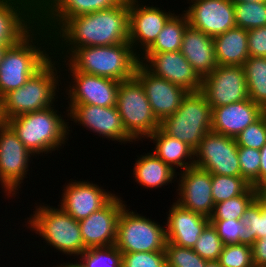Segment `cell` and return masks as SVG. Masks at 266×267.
Instances as JSON below:
<instances>
[{
    "instance_id": "obj_27",
    "label": "cell",
    "mask_w": 266,
    "mask_h": 267,
    "mask_svg": "<svg viewBox=\"0 0 266 267\" xmlns=\"http://www.w3.org/2000/svg\"><path fill=\"white\" fill-rule=\"evenodd\" d=\"M180 52L201 78L218 66L213 37L190 25L183 34Z\"/></svg>"
},
{
    "instance_id": "obj_36",
    "label": "cell",
    "mask_w": 266,
    "mask_h": 267,
    "mask_svg": "<svg viewBox=\"0 0 266 267\" xmlns=\"http://www.w3.org/2000/svg\"><path fill=\"white\" fill-rule=\"evenodd\" d=\"M236 27L251 30L266 26V2L234 4Z\"/></svg>"
},
{
    "instance_id": "obj_38",
    "label": "cell",
    "mask_w": 266,
    "mask_h": 267,
    "mask_svg": "<svg viewBox=\"0 0 266 267\" xmlns=\"http://www.w3.org/2000/svg\"><path fill=\"white\" fill-rule=\"evenodd\" d=\"M240 176L254 188L260 187V150L238 147Z\"/></svg>"
},
{
    "instance_id": "obj_42",
    "label": "cell",
    "mask_w": 266,
    "mask_h": 267,
    "mask_svg": "<svg viewBox=\"0 0 266 267\" xmlns=\"http://www.w3.org/2000/svg\"><path fill=\"white\" fill-rule=\"evenodd\" d=\"M122 267H167L165 250L122 253Z\"/></svg>"
},
{
    "instance_id": "obj_22",
    "label": "cell",
    "mask_w": 266,
    "mask_h": 267,
    "mask_svg": "<svg viewBox=\"0 0 266 267\" xmlns=\"http://www.w3.org/2000/svg\"><path fill=\"white\" fill-rule=\"evenodd\" d=\"M135 77L143 85L152 112L159 122L178 110L188 92L166 79L153 75L141 63L136 68Z\"/></svg>"
},
{
    "instance_id": "obj_25",
    "label": "cell",
    "mask_w": 266,
    "mask_h": 267,
    "mask_svg": "<svg viewBox=\"0 0 266 267\" xmlns=\"http://www.w3.org/2000/svg\"><path fill=\"white\" fill-rule=\"evenodd\" d=\"M143 150H146L147 153L143 152L140 154L138 152L135 156L137 158H134L135 163H131L133 166H130L133 167V170L131 169L129 177L134 181L133 183L136 185L135 189H139L138 186H140L141 190L144 189L145 191V189H147V192L148 190L155 191L156 189L160 192L159 189L167 191L166 189H170V185H172V189L174 188L172 191H176L177 172L169 165L165 164L150 150L148 151V149L144 148Z\"/></svg>"
},
{
    "instance_id": "obj_6",
    "label": "cell",
    "mask_w": 266,
    "mask_h": 267,
    "mask_svg": "<svg viewBox=\"0 0 266 267\" xmlns=\"http://www.w3.org/2000/svg\"><path fill=\"white\" fill-rule=\"evenodd\" d=\"M65 61L78 72L116 81L131 79L140 63L129 42L76 48Z\"/></svg>"
},
{
    "instance_id": "obj_47",
    "label": "cell",
    "mask_w": 266,
    "mask_h": 267,
    "mask_svg": "<svg viewBox=\"0 0 266 267\" xmlns=\"http://www.w3.org/2000/svg\"><path fill=\"white\" fill-rule=\"evenodd\" d=\"M255 198L266 212V184L255 188Z\"/></svg>"
},
{
    "instance_id": "obj_4",
    "label": "cell",
    "mask_w": 266,
    "mask_h": 267,
    "mask_svg": "<svg viewBox=\"0 0 266 267\" xmlns=\"http://www.w3.org/2000/svg\"><path fill=\"white\" fill-rule=\"evenodd\" d=\"M52 57V35L37 23L4 54L0 63V98L22 87Z\"/></svg>"
},
{
    "instance_id": "obj_19",
    "label": "cell",
    "mask_w": 266,
    "mask_h": 267,
    "mask_svg": "<svg viewBox=\"0 0 266 267\" xmlns=\"http://www.w3.org/2000/svg\"><path fill=\"white\" fill-rule=\"evenodd\" d=\"M123 198V194L117 191L104 207L78 221L86 249L115 245L118 219L128 202Z\"/></svg>"
},
{
    "instance_id": "obj_15",
    "label": "cell",
    "mask_w": 266,
    "mask_h": 267,
    "mask_svg": "<svg viewBox=\"0 0 266 267\" xmlns=\"http://www.w3.org/2000/svg\"><path fill=\"white\" fill-rule=\"evenodd\" d=\"M194 166L211 174L240 176L236 139L209 131L194 150Z\"/></svg>"
},
{
    "instance_id": "obj_29",
    "label": "cell",
    "mask_w": 266,
    "mask_h": 267,
    "mask_svg": "<svg viewBox=\"0 0 266 267\" xmlns=\"http://www.w3.org/2000/svg\"><path fill=\"white\" fill-rule=\"evenodd\" d=\"M216 61L221 66H243L249 58L248 31L239 27L213 37Z\"/></svg>"
},
{
    "instance_id": "obj_7",
    "label": "cell",
    "mask_w": 266,
    "mask_h": 267,
    "mask_svg": "<svg viewBox=\"0 0 266 267\" xmlns=\"http://www.w3.org/2000/svg\"><path fill=\"white\" fill-rule=\"evenodd\" d=\"M37 160L38 158L26 148L7 123L0 128V193H2V198L8 200L9 204L7 205L6 203L5 211H3L5 216L0 218L3 219V217L7 216V206H12L14 210L13 204L10 205V202L13 201L14 203L15 201L18 203L21 200L20 194L24 193V186L27 184L28 187L30 184L26 179H32V173H34L32 171H35L33 168L38 169L37 165L40 167L41 164L43 165L40 161L37 163ZM35 162L37 165H35Z\"/></svg>"
},
{
    "instance_id": "obj_26",
    "label": "cell",
    "mask_w": 266,
    "mask_h": 267,
    "mask_svg": "<svg viewBox=\"0 0 266 267\" xmlns=\"http://www.w3.org/2000/svg\"><path fill=\"white\" fill-rule=\"evenodd\" d=\"M264 113L265 110L250 98L213 108L211 131L236 138Z\"/></svg>"
},
{
    "instance_id": "obj_49",
    "label": "cell",
    "mask_w": 266,
    "mask_h": 267,
    "mask_svg": "<svg viewBox=\"0 0 266 267\" xmlns=\"http://www.w3.org/2000/svg\"><path fill=\"white\" fill-rule=\"evenodd\" d=\"M6 119L3 115L2 99L0 98V128L6 124Z\"/></svg>"
},
{
    "instance_id": "obj_50",
    "label": "cell",
    "mask_w": 266,
    "mask_h": 267,
    "mask_svg": "<svg viewBox=\"0 0 266 267\" xmlns=\"http://www.w3.org/2000/svg\"><path fill=\"white\" fill-rule=\"evenodd\" d=\"M233 4L248 3V2H266V0H230Z\"/></svg>"
},
{
    "instance_id": "obj_30",
    "label": "cell",
    "mask_w": 266,
    "mask_h": 267,
    "mask_svg": "<svg viewBox=\"0 0 266 267\" xmlns=\"http://www.w3.org/2000/svg\"><path fill=\"white\" fill-rule=\"evenodd\" d=\"M188 25L187 15L179 9L167 21L154 43L144 53H163L180 50L183 34Z\"/></svg>"
},
{
    "instance_id": "obj_2",
    "label": "cell",
    "mask_w": 266,
    "mask_h": 267,
    "mask_svg": "<svg viewBox=\"0 0 266 267\" xmlns=\"http://www.w3.org/2000/svg\"><path fill=\"white\" fill-rule=\"evenodd\" d=\"M34 201H35L34 203L33 201H31L32 204L29 205L30 206L29 209L31 210V212H28L31 213L28 214L29 217L27 214L25 215L27 218L22 217L24 222L21 219V216L20 218L18 217L16 219L22 222L18 226L19 227V229H17L18 232H15V234L12 235V239L13 237H15L14 239L18 238L16 237L17 236L16 233H20L19 230L25 228L22 230L21 236L25 237V235H23L24 234L23 232L25 231L27 233L29 232L30 237L31 236L34 237V238L31 237V240L34 239L33 240L34 242L29 241V239H27L28 240L27 243L29 244L26 243L25 248L29 246L28 251H30L31 249L30 247L32 246L33 249L35 247L36 249L41 248L40 250H36L37 253L41 252L44 254V255L40 254V256L41 255L46 256L47 252L49 253L51 252L52 256V251H53L55 253L57 252V254L60 255L61 257L62 255H64L65 257H67V260L68 259L73 260L78 258L86 250L81 236L79 222L75 220L72 216L67 214L58 204L57 206L56 204L55 206L50 205V203L48 204L45 201L43 202L41 198L39 200H34ZM36 237L39 239L38 242L35 241Z\"/></svg>"
},
{
    "instance_id": "obj_41",
    "label": "cell",
    "mask_w": 266,
    "mask_h": 267,
    "mask_svg": "<svg viewBox=\"0 0 266 267\" xmlns=\"http://www.w3.org/2000/svg\"><path fill=\"white\" fill-rule=\"evenodd\" d=\"M235 139L238 147L260 150L266 144V113L245 128Z\"/></svg>"
},
{
    "instance_id": "obj_31",
    "label": "cell",
    "mask_w": 266,
    "mask_h": 267,
    "mask_svg": "<svg viewBox=\"0 0 266 267\" xmlns=\"http://www.w3.org/2000/svg\"><path fill=\"white\" fill-rule=\"evenodd\" d=\"M249 98L266 110V57H251L242 66Z\"/></svg>"
},
{
    "instance_id": "obj_12",
    "label": "cell",
    "mask_w": 266,
    "mask_h": 267,
    "mask_svg": "<svg viewBox=\"0 0 266 267\" xmlns=\"http://www.w3.org/2000/svg\"><path fill=\"white\" fill-rule=\"evenodd\" d=\"M116 107L127 133L142 143L158 128L160 122L154 116L141 82L134 76L120 82Z\"/></svg>"
},
{
    "instance_id": "obj_16",
    "label": "cell",
    "mask_w": 266,
    "mask_h": 267,
    "mask_svg": "<svg viewBox=\"0 0 266 267\" xmlns=\"http://www.w3.org/2000/svg\"><path fill=\"white\" fill-rule=\"evenodd\" d=\"M200 91L212 109L249 99L242 66L218 65L202 78Z\"/></svg>"
},
{
    "instance_id": "obj_37",
    "label": "cell",
    "mask_w": 266,
    "mask_h": 267,
    "mask_svg": "<svg viewBox=\"0 0 266 267\" xmlns=\"http://www.w3.org/2000/svg\"><path fill=\"white\" fill-rule=\"evenodd\" d=\"M223 246L224 244L220 239L216 228L212 223H209L200 234L192 249L204 260L217 261Z\"/></svg>"
},
{
    "instance_id": "obj_5",
    "label": "cell",
    "mask_w": 266,
    "mask_h": 267,
    "mask_svg": "<svg viewBox=\"0 0 266 267\" xmlns=\"http://www.w3.org/2000/svg\"><path fill=\"white\" fill-rule=\"evenodd\" d=\"M62 98V70L59 60L52 57L22 87L1 98L3 115L7 122L28 112L45 110Z\"/></svg>"
},
{
    "instance_id": "obj_43",
    "label": "cell",
    "mask_w": 266,
    "mask_h": 267,
    "mask_svg": "<svg viewBox=\"0 0 266 267\" xmlns=\"http://www.w3.org/2000/svg\"><path fill=\"white\" fill-rule=\"evenodd\" d=\"M210 223L216 228L224 245L240 243V238L244 232V225L240 219L210 220Z\"/></svg>"
},
{
    "instance_id": "obj_20",
    "label": "cell",
    "mask_w": 266,
    "mask_h": 267,
    "mask_svg": "<svg viewBox=\"0 0 266 267\" xmlns=\"http://www.w3.org/2000/svg\"><path fill=\"white\" fill-rule=\"evenodd\" d=\"M140 63L153 75L166 79L188 92L201 90L202 78L178 51L143 53Z\"/></svg>"
},
{
    "instance_id": "obj_23",
    "label": "cell",
    "mask_w": 266,
    "mask_h": 267,
    "mask_svg": "<svg viewBox=\"0 0 266 267\" xmlns=\"http://www.w3.org/2000/svg\"><path fill=\"white\" fill-rule=\"evenodd\" d=\"M37 24V0H0V45H13Z\"/></svg>"
},
{
    "instance_id": "obj_1",
    "label": "cell",
    "mask_w": 266,
    "mask_h": 267,
    "mask_svg": "<svg viewBox=\"0 0 266 267\" xmlns=\"http://www.w3.org/2000/svg\"><path fill=\"white\" fill-rule=\"evenodd\" d=\"M129 42V0L120 5L67 19L53 34V57L65 60L76 48Z\"/></svg>"
},
{
    "instance_id": "obj_3",
    "label": "cell",
    "mask_w": 266,
    "mask_h": 267,
    "mask_svg": "<svg viewBox=\"0 0 266 267\" xmlns=\"http://www.w3.org/2000/svg\"><path fill=\"white\" fill-rule=\"evenodd\" d=\"M64 105L62 98L61 102L59 101L56 105L45 110L28 112L7 121V124L26 148L38 160L42 157L40 162L42 161L45 165L53 158L51 156H55V159L58 153L62 156L64 153L61 151L66 150V146L69 147L71 144L69 141L68 110ZM64 146L65 149H63ZM43 158H48V161L47 159L44 161Z\"/></svg>"
},
{
    "instance_id": "obj_18",
    "label": "cell",
    "mask_w": 266,
    "mask_h": 267,
    "mask_svg": "<svg viewBox=\"0 0 266 267\" xmlns=\"http://www.w3.org/2000/svg\"><path fill=\"white\" fill-rule=\"evenodd\" d=\"M182 2L184 9H180L187 15L189 25L208 36L215 37L236 27L234 4L230 0H183Z\"/></svg>"
},
{
    "instance_id": "obj_44",
    "label": "cell",
    "mask_w": 266,
    "mask_h": 267,
    "mask_svg": "<svg viewBox=\"0 0 266 267\" xmlns=\"http://www.w3.org/2000/svg\"><path fill=\"white\" fill-rule=\"evenodd\" d=\"M248 52L251 57H266V26L248 30Z\"/></svg>"
},
{
    "instance_id": "obj_10",
    "label": "cell",
    "mask_w": 266,
    "mask_h": 267,
    "mask_svg": "<svg viewBox=\"0 0 266 267\" xmlns=\"http://www.w3.org/2000/svg\"><path fill=\"white\" fill-rule=\"evenodd\" d=\"M65 106L68 110L70 140L74 138L71 134L73 130H75L73 135L77 137L76 128L80 126L82 130H88V135L92 132L94 137H100V140L107 139L108 144L112 141L114 144L119 142L118 146L124 145L125 147L128 143L129 147L131 144L137 145V148L141 147V143H137L125 130L116 106L101 107L88 104Z\"/></svg>"
},
{
    "instance_id": "obj_9",
    "label": "cell",
    "mask_w": 266,
    "mask_h": 267,
    "mask_svg": "<svg viewBox=\"0 0 266 267\" xmlns=\"http://www.w3.org/2000/svg\"><path fill=\"white\" fill-rule=\"evenodd\" d=\"M130 208L127 204L120 213L115 246L122 253L164 251L167 243L164 219L159 222L152 214L147 217L144 212Z\"/></svg>"
},
{
    "instance_id": "obj_8",
    "label": "cell",
    "mask_w": 266,
    "mask_h": 267,
    "mask_svg": "<svg viewBox=\"0 0 266 267\" xmlns=\"http://www.w3.org/2000/svg\"><path fill=\"white\" fill-rule=\"evenodd\" d=\"M212 108L203 93L187 92L178 110L160 122L167 135L188 144L194 150L202 138L211 131Z\"/></svg>"
},
{
    "instance_id": "obj_11",
    "label": "cell",
    "mask_w": 266,
    "mask_h": 267,
    "mask_svg": "<svg viewBox=\"0 0 266 267\" xmlns=\"http://www.w3.org/2000/svg\"><path fill=\"white\" fill-rule=\"evenodd\" d=\"M59 62L62 70V91L65 105L116 106L119 81L78 72L65 60H59Z\"/></svg>"
},
{
    "instance_id": "obj_39",
    "label": "cell",
    "mask_w": 266,
    "mask_h": 267,
    "mask_svg": "<svg viewBox=\"0 0 266 267\" xmlns=\"http://www.w3.org/2000/svg\"><path fill=\"white\" fill-rule=\"evenodd\" d=\"M167 267H206L204 260L192 248L180 247L172 243L165 246Z\"/></svg>"
},
{
    "instance_id": "obj_45",
    "label": "cell",
    "mask_w": 266,
    "mask_h": 267,
    "mask_svg": "<svg viewBox=\"0 0 266 267\" xmlns=\"http://www.w3.org/2000/svg\"><path fill=\"white\" fill-rule=\"evenodd\" d=\"M254 267H266V236L251 246Z\"/></svg>"
},
{
    "instance_id": "obj_21",
    "label": "cell",
    "mask_w": 266,
    "mask_h": 267,
    "mask_svg": "<svg viewBox=\"0 0 266 267\" xmlns=\"http://www.w3.org/2000/svg\"><path fill=\"white\" fill-rule=\"evenodd\" d=\"M124 0H37V23L51 35L69 18L107 10Z\"/></svg>"
},
{
    "instance_id": "obj_28",
    "label": "cell",
    "mask_w": 266,
    "mask_h": 267,
    "mask_svg": "<svg viewBox=\"0 0 266 267\" xmlns=\"http://www.w3.org/2000/svg\"><path fill=\"white\" fill-rule=\"evenodd\" d=\"M145 141L151 152L169 165L174 171L181 172L194 166V149L185 142L165 134L160 128Z\"/></svg>"
},
{
    "instance_id": "obj_13",
    "label": "cell",
    "mask_w": 266,
    "mask_h": 267,
    "mask_svg": "<svg viewBox=\"0 0 266 267\" xmlns=\"http://www.w3.org/2000/svg\"><path fill=\"white\" fill-rule=\"evenodd\" d=\"M158 1L129 0V43L139 57L154 43L167 21L179 11L175 4V8L170 7L168 0H165L167 4Z\"/></svg>"
},
{
    "instance_id": "obj_52",
    "label": "cell",
    "mask_w": 266,
    "mask_h": 267,
    "mask_svg": "<svg viewBox=\"0 0 266 267\" xmlns=\"http://www.w3.org/2000/svg\"><path fill=\"white\" fill-rule=\"evenodd\" d=\"M206 267H222L218 261H208Z\"/></svg>"
},
{
    "instance_id": "obj_33",
    "label": "cell",
    "mask_w": 266,
    "mask_h": 267,
    "mask_svg": "<svg viewBox=\"0 0 266 267\" xmlns=\"http://www.w3.org/2000/svg\"><path fill=\"white\" fill-rule=\"evenodd\" d=\"M214 204L244 194L251 185L242 176L211 174Z\"/></svg>"
},
{
    "instance_id": "obj_46",
    "label": "cell",
    "mask_w": 266,
    "mask_h": 267,
    "mask_svg": "<svg viewBox=\"0 0 266 267\" xmlns=\"http://www.w3.org/2000/svg\"><path fill=\"white\" fill-rule=\"evenodd\" d=\"M260 186L266 184V144L260 149Z\"/></svg>"
},
{
    "instance_id": "obj_24",
    "label": "cell",
    "mask_w": 266,
    "mask_h": 267,
    "mask_svg": "<svg viewBox=\"0 0 266 267\" xmlns=\"http://www.w3.org/2000/svg\"><path fill=\"white\" fill-rule=\"evenodd\" d=\"M165 212V231L167 243L180 247L193 248L210 219L180 206L174 200ZM172 203V204H171Z\"/></svg>"
},
{
    "instance_id": "obj_14",
    "label": "cell",
    "mask_w": 266,
    "mask_h": 267,
    "mask_svg": "<svg viewBox=\"0 0 266 267\" xmlns=\"http://www.w3.org/2000/svg\"><path fill=\"white\" fill-rule=\"evenodd\" d=\"M73 178L68 180L64 178L66 179L65 183L62 187L60 186L61 189L57 198L60 200H56L54 203L52 201L51 204L58 202L57 204L77 221L100 210L117 194L113 189L108 190L104 185L106 183L101 185L100 182L90 180V176L89 179H78L76 175Z\"/></svg>"
},
{
    "instance_id": "obj_40",
    "label": "cell",
    "mask_w": 266,
    "mask_h": 267,
    "mask_svg": "<svg viewBox=\"0 0 266 267\" xmlns=\"http://www.w3.org/2000/svg\"><path fill=\"white\" fill-rule=\"evenodd\" d=\"M222 267H254L250 245L225 244L217 260Z\"/></svg>"
},
{
    "instance_id": "obj_32",
    "label": "cell",
    "mask_w": 266,
    "mask_h": 267,
    "mask_svg": "<svg viewBox=\"0 0 266 267\" xmlns=\"http://www.w3.org/2000/svg\"><path fill=\"white\" fill-rule=\"evenodd\" d=\"M240 221L244 225L240 243L252 246L266 236V212L256 198L245 209Z\"/></svg>"
},
{
    "instance_id": "obj_48",
    "label": "cell",
    "mask_w": 266,
    "mask_h": 267,
    "mask_svg": "<svg viewBox=\"0 0 266 267\" xmlns=\"http://www.w3.org/2000/svg\"><path fill=\"white\" fill-rule=\"evenodd\" d=\"M64 258H61V262L57 261V265L54 264V266L50 265L51 267H82L81 264L76 260H67L64 261ZM60 262V263H59ZM48 264L46 265V267H50Z\"/></svg>"
},
{
    "instance_id": "obj_35",
    "label": "cell",
    "mask_w": 266,
    "mask_h": 267,
    "mask_svg": "<svg viewBox=\"0 0 266 267\" xmlns=\"http://www.w3.org/2000/svg\"><path fill=\"white\" fill-rule=\"evenodd\" d=\"M76 260L82 267H122V252L115 245L90 248Z\"/></svg>"
},
{
    "instance_id": "obj_17",
    "label": "cell",
    "mask_w": 266,
    "mask_h": 267,
    "mask_svg": "<svg viewBox=\"0 0 266 267\" xmlns=\"http://www.w3.org/2000/svg\"><path fill=\"white\" fill-rule=\"evenodd\" d=\"M176 191L171 200L185 209L210 218L214 210L211 173L192 166L177 173ZM175 197V198H174Z\"/></svg>"
},
{
    "instance_id": "obj_51",
    "label": "cell",
    "mask_w": 266,
    "mask_h": 267,
    "mask_svg": "<svg viewBox=\"0 0 266 267\" xmlns=\"http://www.w3.org/2000/svg\"><path fill=\"white\" fill-rule=\"evenodd\" d=\"M10 45H0V63L4 57V54L7 50V48L9 47Z\"/></svg>"
},
{
    "instance_id": "obj_34",
    "label": "cell",
    "mask_w": 266,
    "mask_h": 267,
    "mask_svg": "<svg viewBox=\"0 0 266 267\" xmlns=\"http://www.w3.org/2000/svg\"><path fill=\"white\" fill-rule=\"evenodd\" d=\"M255 199V188L251 186L244 194L230 198L214 205L210 220H239L245 209Z\"/></svg>"
}]
</instances>
